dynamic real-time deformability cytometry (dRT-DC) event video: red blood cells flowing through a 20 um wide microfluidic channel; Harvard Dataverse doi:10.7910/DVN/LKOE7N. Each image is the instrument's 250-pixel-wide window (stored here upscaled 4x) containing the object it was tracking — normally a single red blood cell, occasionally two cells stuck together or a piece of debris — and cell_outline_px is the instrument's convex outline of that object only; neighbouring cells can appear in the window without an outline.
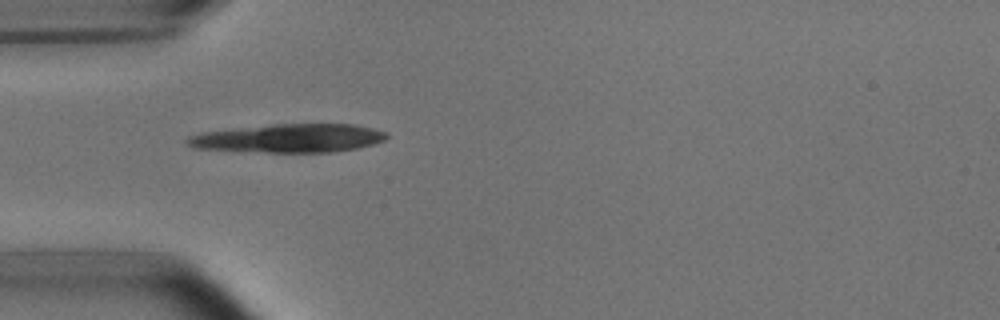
{"species": "common noctule bat (a hibernating species)", "species_latin": "Nyctalus noctula", "temperature_condition": "room temperature", "stored_images_in_passage": 2, "camera_frame_rate_fps": 3000, "um_per_image_px": 0.085, "animal": {"sex": "male", "body_mass_g": 15.6}, "frame": {"image": 1, "passage_image": 1, "time_ms": 0.0, "image_size_px": [1000, 320], "cell_outline_px": [[388, 136], [384, 140], [360, 148], [332, 152], [268, 152], [196, 148], [188, 144], [184, 140], [188, 136], [204, 132], [276, 124], [352, 124], [384, 132]], "centroid_in_image_um": [24.57, 11.75], "position_along_channel_um": 60.4, "area_um2": 32.54}}